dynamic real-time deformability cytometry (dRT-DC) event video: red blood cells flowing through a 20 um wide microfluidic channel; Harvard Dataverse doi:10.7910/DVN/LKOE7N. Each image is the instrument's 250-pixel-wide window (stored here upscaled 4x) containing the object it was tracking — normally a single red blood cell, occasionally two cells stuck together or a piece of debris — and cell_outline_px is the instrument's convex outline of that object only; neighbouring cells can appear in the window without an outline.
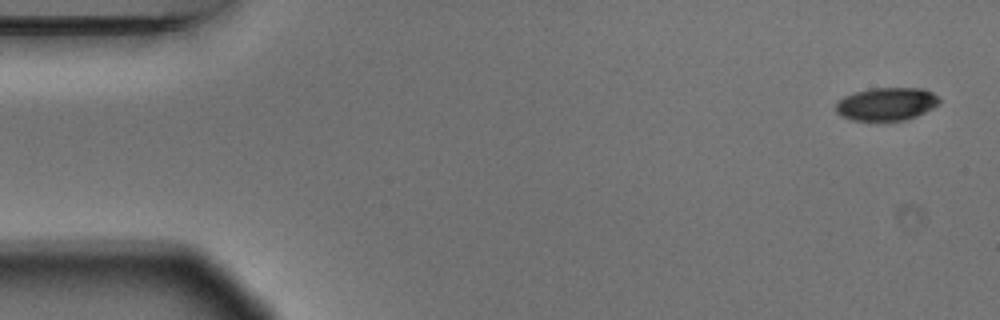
{"species": "Egyptian fruit bat (a non-hibernating species)", "species_latin": "Rousettus aegyptiacus", "temperature_condition": "warm", "stored_images_in_passage": 5, "camera_frame_rate_fps": 3000, "um_per_image_px": 0.085, "animal": {"sex": "male"}, "frame": {"image": 1, "passage_image": 1, "time_ms": 0.0, "image_size_px": [1000, 320], "cell_outline_px": [[940, 104], [916, 116], [904, 120], [852, 120], [840, 116], [836, 112], [836, 104], [844, 96], [856, 92], [872, 88], [924, 88], [932, 92], [940, 100]], "centroid_in_image_um": [75.36, 8.83], "position_along_channel_um": 9.6, "area_um2": 19.77}}
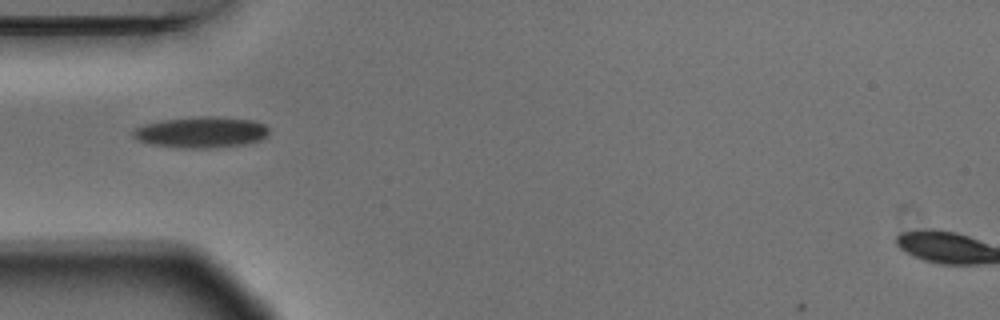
{"frame": {"image": 2, "passage_image": 4, "time_ms": 1.0, "image_size_px": [1000, 320], "cell_outline_px": [[268, 132], [260, 140], [244, 144], [208, 148], [180, 148], [148, 144], [136, 140], [132, 136], [132, 132], [136, 128], [144, 124], [164, 120], [200, 116], [212, 116], [256, 120], [264, 124], [268, 128]], "centroid_in_image_um": [17.07, 11.24], "position_along_channel_um": 67.9, "area_um2": 24.62}}
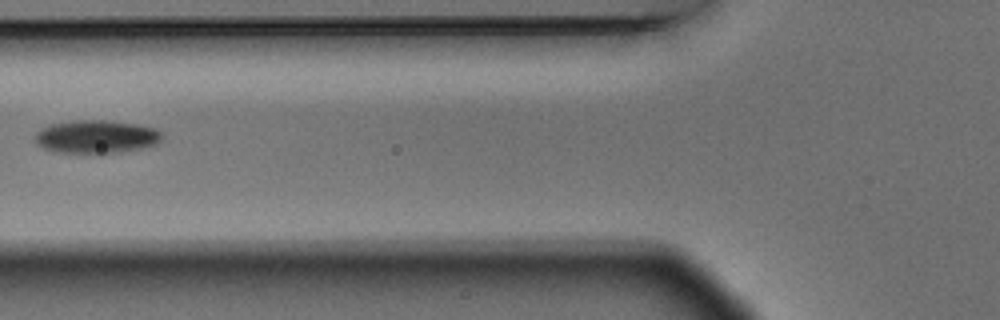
{"frame": {"image": 3, "passage_image": 5, "time_ms": 1.333, "image_size_px": [1000, 320], "cell_outline_px": [[160, 140], [156, 144], [140, 148], [120, 152], [56, 152], [44, 148], [36, 144], [32, 136], [40, 128], [48, 124], [72, 120], [104, 120], [140, 124], [156, 128], [160, 132]], "centroid_in_image_um": [8.11, 11.59], "position_along_channel_um": 117.7, "area_um2": 24.57}}